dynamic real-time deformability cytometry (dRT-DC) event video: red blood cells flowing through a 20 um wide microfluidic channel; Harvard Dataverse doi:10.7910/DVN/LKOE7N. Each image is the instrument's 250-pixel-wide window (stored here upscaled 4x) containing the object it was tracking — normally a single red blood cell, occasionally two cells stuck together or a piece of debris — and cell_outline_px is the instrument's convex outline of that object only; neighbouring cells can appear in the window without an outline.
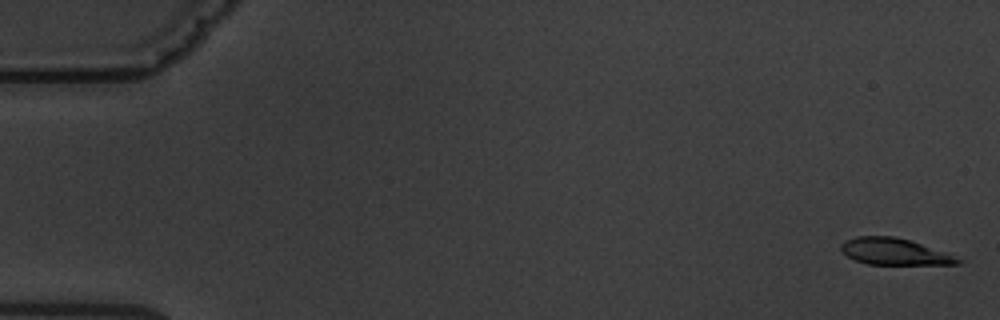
{"species": "common noctule bat (a hibernating species)", "species_latin": "Nyctalus noctula", "temperature_condition": "warm", "stored_images_in_passage": 6, "camera_frame_rate_fps": 3000, "um_per_image_px": 0.085, "animal": {"sex": "male", "body_mass_g": 19.5, "forearm_length_mm": 54.6}, "frame": {"image": 1, "passage_image": 1, "time_ms": 0.0, "image_size_px": [1000, 320], "cell_outline_px": [[964, 260], [960, 264], [868, 264], [856, 260], [848, 256], [840, 248], [840, 244], [844, 240], [856, 236], [892, 236], [908, 240], [944, 252]], "centroid_in_image_um": [75.99, 21.38], "position_along_channel_um": 9.0, "area_um2": 17.74}}
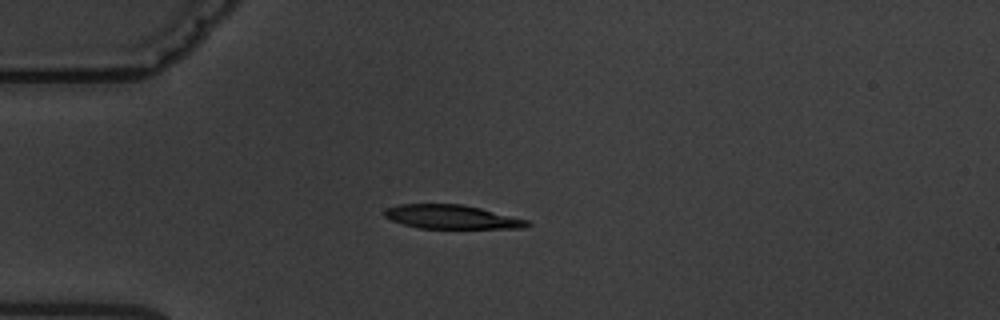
{"frame": {"image": 2, "passage_image": 5, "time_ms": 4.667, "image_size_px": [1000, 320], "cell_outline_px": [[532, 224], [524, 228], [420, 228], [404, 224], [392, 220], [384, 216], [384, 208], [396, 204], [464, 204], [528, 220]], "centroid_in_image_um": [38.37, 18.43], "position_along_channel_um": 46.6, "area_um2": 19.83}}